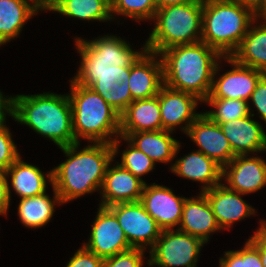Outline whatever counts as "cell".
Wrapping results in <instances>:
<instances>
[{
  "instance_id": "cell-22",
  "label": "cell",
  "mask_w": 266,
  "mask_h": 267,
  "mask_svg": "<svg viewBox=\"0 0 266 267\" xmlns=\"http://www.w3.org/2000/svg\"><path fill=\"white\" fill-rule=\"evenodd\" d=\"M170 168L178 176L204 184L200 192L210 190L222 181L223 168L197 150L177 159Z\"/></svg>"
},
{
  "instance_id": "cell-37",
  "label": "cell",
  "mask_w": 266,
  "mask_h": 267,
  "mask_svg": "<svg viewBox=\"0 0 266 267\" xmlns=\"http://www.w3.org/2000/svg\"><path fill=\"white\" fill-rule=\"evenodd\" d=\"M250 100L259 112V117L266 123V78L264 76L257 83Z\"/></svg>"
},
{
  "instance_id": "cell-41",
  "label": "cell",
  "mask_w": 266,
  "mask_h": 267,
  "mask_svg": "<svg viewBox=\"0 0 266 267\" xmlns=\"http://www.w3.org/2000/svg\"><path fill=\"white\" fill-rule=\"evenodd\" d=\"M194 1H198V0H156V5H157V9H160L168 5L190 3Z\"/></svg>"
},
{
  "instance_id": "cell-14",
  "label": "cell",
  "mask_w": 266,
  "mask_h": 267,
  "mask_svg": "<svg viewBox=\"0 0 266 267\" xmlns=\"http://www.w3.org/2000/svg\"><path fill=\"white\" fill-rule=\"evenodd\" d=\"M198 146L199 150L224 168L236 155L220 125L213 122L205 113L189 126L186 133Z\"/></svg>"
},
{
  "instance_id": "cell-38",
  "label": "cell",
  "mask_w": 266,
  "mask_h": 267,
  "mask_svg": "<svg viewBox=\"0 0 266 267\" xmlns=\"http://www.w3.org/2000/svg\"><path fill=\"white\" fill-rule=\"evenodd\" d=\"M10 193L11 191L6 173L0 171V213L7 214L11 200Z\"/></svg>"
},
{
  "instance_id": "cell-36",
  "label": "cell",
  "mask_w": 266,
  "mask_h": 267,
  "mask_svg": "<svg viewBox=\"0 0 266 267\" xmlns=\"http://www.w3.org/2000/svg\"><path fill=\"white\" fill-rule=\"evenodd\" d=\"M103 260L82 246L70 258L66 267H102Z\"/></svg>"
},
{
  "instance_id": "cell-43",
  "label": "cell",
  "mask_w": 266,
  "mask_h": 267,
  "mask_svg": "<svg viewBox=\"0 0 266 267\" xmlns=\"http://www.w3.org/2000/svg\"><path fill=\"white\" fill-rule=\"evenodd\" d=\"M257 18H261L266 22V0H263L262 4L257 8Z\"/></svg>"
},
{
  "instance_id": "cell-19",
  "label": "cell",
  "mask_w": 266,
  "mask_h": 267,
  "mask_svg": "<svg viewBox=\"0 0 266 267\" xmlns=\"http://www.w3.org/2000/svg\"><path fill=\"white\" fill-rule=\"evenodd\" d=\"M203 193L221 229L231 228L236 221L255 214V209L241 198L244 194L229 189L225 184L220 183Z\"/></svg>"
},
{
  "instance_id": "cell-46",
  "label": "cell",
  "mask_w": 266,
  "mask_h": 267,
  "mask_svg": "<svg viewBox=\"0 0 266 267\" xmlns=\"http://www.w3.org/2000/svg\"><path fill=\"white\" fill-rule=\"evenodd\" d=\"M263 76L266 78V70L263 72Z\"/></svg>"
},
{
  "instance_id": "cell-12",
  "label": "cell",
  "mask_w": 266,
  "mask_h": 267,
  "mask_svg": "<svg viewBox=\"0 0 266 267\" xmlns=\"http://www.w3.org/2000/svg\"><path fill=\"white\" fill-rule=\"evenodd\" d=\"M131 67L88 73L78 84L97 92L119 115L133 102L129 76Z\"/></svg>"
},
{
  "instance_id": "cell-24",
  "label": "cell",
  "mask_w": 266,
  "mask_h": 267,
  "mask_svg": "<svg viewBox=\"0 0 266 267\" xmlns=\"http://www.w3.org/2000/svg\"><path fill=\"white\" fill-rule=\"evenodd\" d=\"M171 131H142L137 133H120L138 150L145 153L155 163H168L173 160L180 149L179 141L171 137Z\"/></svg>"
},
{
  "instance_id": "cell-40",
  "label": "cell",
  "mask_w": 266,
  "mask_h": 267,
  "mask_svg": "<svg viewBox=\"0 0 266 267\" xmlns=\"http://www.w3.org/2000/svg\"><path fill=\"white\" fill-rule=\"evenodd\" d=\"M11 114V97H3L0 91V122L6 120V114Z\"/></svg>"
},
{
  "instance_id": "cell-23",
  "label": "cell",
  "mask_w": 266,
  "mask_h": 267,
  "mask_svg": "<svg viewBox=\"0 0 266 267\" xmlns=\"http://www.w3.org/2000/svg\"><path fill=\"white\" fill-rule=\"evenodd\" d=\"M162 130L158 95L134 100L120 115V133Z\"/></svg>"
},
{
  "instance_id": "cell-3",
  "label": "cell",
  "mask_w": 266,
  "mask_h": 267,
  "mask_svg": "<svg viewBox=\"0 0 266 267\" xmlns=\"http://www.w3.org/2000/svg\"><path fill=\"white\" fill-rule=\"evenodd\" d=\"M15 121L49 138L59 148L76 143L72 107L67 95L41 93L11 96V114Z\"/></svg>"
},
{
  "instance_id": "cell-8",
  "label": "cell",
  "mask_w": 266,
  "mask_h": 267,
  "mask_svg": "<svg viewBox=\"0 0 266 267\" xmlns=\"http://www.w3.org/2000/svg\"><path fill=\"white\" fill-rule=\"evenodd\" d=\"M204 242L195 236L175 230H163L150 249L148 265L159 267H196Z\"/></svg>"
},
{
  "instance_id": "cell-9",
  "label": "cell",
  "mask_w": 266,
  "mask_h": 267,
  "mask_svg": "<svg viewBox=\"0 0 266 267\" xmlns=\"http://www.w3.org/2000/svg\"><path fill=\"white\" fill-rule=\"evenodd\" d=\"M117 218L132 248L151 249L161 234L155 219L140 201L117 203L107 207ZM145 245V246H144Z\"/></svg>"
},
{
  "instance_id": "cell-18",
  "label": "cell",
  "mask_w": 266,
  "mask_h": 267,
  "mask_svg": "<svg viewBox=\"0 0 266 267\" xmlns=\"http://www.w3.org/2000/svg\"><path fill=\"white\" fill-rule=\"evenodd\" d=\"M158 56L146 50L131 66L129 87L133 101L158 95L164 85L163 62Z\"/></svg>"
},
{
  "instance_id": "cell-16",
  "label": "cell",
  "mask_w": 266,
  "mask_h": 267,
  "mask_svg": "<svg viewBox=\"0 0 266 267\" xmlns=\"http://www.w3.org/2000/svg\"><path fill=\"white\" fill-rule=\"evenodd\" d=\"M236 155L224 168L222 179L227 187L241 194L256 192L266 186V162L261 157Z\"/></svg>"
},
{
  "instance_id": "cell-34",
  "label": "cell",
  "mask_w": 266,
  "mask_h": 267,
  "mask_svg": "<svg viewBox=\"0 0 266 267\" xmlns=\"http://www.w3.org/2000/svg\"><path fill=\"white\" fill-rule=\"evenodd\" d=\"M5 120L0 122V171L5 172L19 157Z\"/></svg>"
},
{
  "instance_id": "cell-15",
  "label": "cell",
  "mask_w": 266,
  "mask_h": 267,
  "mask_svg": "<svg viewBox=\"0 0 266 267\" xmlns=\"http://www.w3.org/2000/svg\"><path fill=\"white\" fill-rule=\"evenodd\" d=\"M158 98L162 130L173 132L176 127L185 122L181 130L187 133L189 126L201 115V113L194 112L200 99L192 94L163 85L159 90Z\"/></svg>"
},
{
  "instance_id": "cell-13",
  "label": "cell",
  "mask_w": 266,
  "mask_h": 267,
  "mask_svg": "<svg viewBox=\"0 0 266 267\" xmlns=\"http://www.w3.org/2000/svg\"><path fill=\"white\" fill-rule=\"evenodd\" d=\"M185 199L170 188L153 183L145 184L140 202L163 231L179 227Z\"/></svg>"
},
{
  "instance_id": "cell-21",
  "label": "cell",
  "mask_w": 266,
  "mask_h": 267,
  "mask_svg": "<svg viewBox=\"0 0 266 267\" xmlns=\"http://www.w3.org/2000/svg\"><path fill=\"white\" fill-rule=\"evenodd\" d=\"M178 230L198 237L204 243L208 242L210 233L221 230L203 192L197 198L185 199Z\"/></svg>"
},
{
  "instance_id": "cell-20",
  "label": "cell",
  "mask_w": 266,
  "mask_h": 267,
  "mask_svg": "<svg viewBox=\"0 0 266 267\" xmlns=\"http://www.w3.org/2000/svg\"><path fill=\"white\" fill-rule=\"evenodd\" d=\"M254 114L220 124L235 155L266 151V134L262 126L251 119Z\"/></svg>"
},
{
  "instance_id": "cell-7",
  "label": "cell",
  "mask_w": 266,
  "mask_h": 267,
  "mask_svg": "<svg viewBox=\"0 0 266 267\" xmlns=\"http://www.w3.org/2000/svg\"><path fill=\"white\" fill-rule=\"evenodd\" d=\"M92 41L76 38V49L81 55V66L72 78L74 83H79L88 73L107 72L120 69V67H131L139 57L146 51L143 49L134 51L129 42L117 36L98 37Z\"/></svg>"
},
{
  "instance_id": "cell-30",
  "label": "cell",
  "mask_w": 266,
  "mask_h": 267,
  "mask_svg": "<svg viewBox=\"0 0 266 267\" xmlns=\"http://www.w3.org/2000/svg\"><path fill=\"white\" fill-rule=\"evenodd\" d=\"M204 102L208 103L215 109L203 113L219 125L251 114L249 102L244 100L206 99Z\"/></svg>"
},
{
  "instance_id": "cell-44",
  "label": "cell",
  "mask_w": 266,
  "mask_h": 267,
  "mask_svg": "<svg viewBox=\"0 0 266 267\" xmlns=\"http://www.w3.org/2000/svg\"><path fill=\"white\" fill-rule=\"evenodd\" d=\"M246 4L252 5L256 10L262 4L263 0H236Z\"/></svg>"
},
{
  "instance_id": "cell-29",
  "label": "cell",
  "mask_w": 266,
  "mask_h": 267,
  "mask_svg": "<svg viewBox=\"0 0 266 267\" xmlns=\"http://www.w3.org/2000/svg\"><path fill=\"white\" fill-rule=\"evenodd\" d=\"M70 18L109 21L111 4L107 0H58L50 9Z\"/></svg>"
},
{
  "instance_id": "cell-17",
  "label": "cell",
  "mask_w": 266,
  "mask_h": 267,
  "mask_svg": "<svg viewBox=\"0 0 266 267\" xmlns=\"http://www.w3.org/2000/svg\"><path fill=\"white\" fill-rule=\"evenodd\" d=\"M116 166H107L100 193L102 202L100 206L109 207L117 203L140 201L145 181L134 176L129 170L123 168L118 162Z\"/></svg>"
},
{
  "instance_id": "cell-26",
  "label": "cell",
  "mask_w": 266,
  "mask_h": 267,
  "mask_svg": "<svg viewBox=\"0 0 266 267\" xmlns=\"http://www.w3.org/2000/svg\"><path fill=\"white\" fill-rule=\"evenodd\" d=\"M237 63L264 72L266 70V22L249 26L236 51L230 56Z\"/></svg>"
},
{
  "instance_id": "cell-6",
  "label": "cell",
  "mask_w": 266,
  "mask_h": 267,
  "mask_svg": "<svg viewBox=\"0 0 266 267\" xmlns=\"http://www.w3.org/2000/svg\"><path fill=\"white\" fill-rule=\"evenodd\" d=\"M202 13L203 0L157 9L146 50L160 55L171 47L201 41Z\"/></svg>"
},
{
  "instance_id": "cell-39",
  "label": "cell",
  "mask_w": 266,
  "mask_h": 267,
  "mask_svg": "<svg viewBox=\"0 0 266 267\" xmlns=\"http://www.w3.org/2000/svg\"><path fill=\"white\" fill-rule=\"evenodd\" d=\"M248 240L259 250V255L264 267H266V240L255 232Z\"/></svg>"
},
{
  "instance_id": "cell-27",
  "label": "cell",
  "mask_w": 266,
  "mask_h": 267,
  "mask_svg": "<svg viewBox=\"0 0 266 267\" xmlns=\"http://www.w3.org/2000/svg\"><path fill=\"white\" fill-rule=\"evenodd\" d=\"M11 177V186L20 198L38 196L46 192V177L42 171L27 164L19 157L6 171Z\"/></svg>"
},
{
  "instance_id": "cell-31",
  "label": "cell",
  "mask_w": 266,
  "mask_h": 267,
  "mask_svg": "<svg viewBox=\"0 0 266 267\" xmlns=\"http://www.w3.org/2000/svg\"><path fill=\"white\" fill-rule=\"evenodd\" d=\"M157 11L156 0H113L111 13L132 18V20H153Z\"/></svg>"
},
{
  "instance_id": "cell-1",
  "label": "cell",
  "mask_w": 266,
  "mask_h": 267,
  "mask_svg": "<svg viewBox=\"0 0 266 267\" xmlns=\"http://www.w3.org/2000/svg\"><path fill=\"white\" fill-rule=\"evenodd\" d=\"M120 141L117 137L112 144H89L79 152L80 142L60 147L68 159L48 171L46 177L62 203L101 190L107 166L118 154Z\"/></svg>"
},
{
  "instance_id": "cell-28",
  "label": "cell",
  "mask_w": 266,
  "mask_h": 267,
  "mask_svg": "<svg viewBox=\"0 0 266 267\" xmlns=\"http://www.w3.org/2000/svg\"><path fill=\"white\" fill-rule=\"evenodd\" d=\"M54 197L50 199L45 193L28 198H21L18 205V216L28 228H39L46 225L54 214L55 203L62 204L60 196L52 186Z\"/></svg>"
},
{
  "instance_id": "cell-10",
  "label": "cell",
  "mask_w": 266,
  "mask_h": 267,
  "mask_svg": "<svg viewBox=\"0 0 266 267\" xmlns=\"http://www.w3.org/2000/svg\"><path fill=\"white\" fill-rule=\"evenodd\" d=\"M224 60L231 64L233 69L225 72L215 80V76L219 73L218 69L220 68V63H217L213 74L211 90L206 99H232L249 102L257 83L263 77V72L241 65L231 57H224Z\"/></svg>"
},
{
  "instance_id": "cell-32",
  "label": "cell",
  "mask_w": 266,
  "mask_h": 267,
  "mask_svg": "<svg viewBox=\"0 0 266 267\" xmlns=\"http://www.w3.org/2000/svg\"><path fill=\"white\" fill-rule=\"evenodd\" d=\"M119 139L127 141V143H129L128 148L122 153V161L119 164L123 168L129 170L134 176L142 179L141 176L154 169L155 162L150 159L145 153L138 150L125 137L119 136Z\"/></svg>"
},
{
  "instance_id": "cell-33",
  "label": "cell",
  "mask_w": 266,
  "mask_h": 267,
  "mask_svg": "<svg viewBox=\"0 0 266 267\" xmlns=\"http://www.w3.org/2000/svg\"><path fill=\"white\" fill-rule=\"evenodd\" d=\"M219 263V267H264L259 250L249 240L241 250L226 251Z\"/></svg>"
},
{
  "instance_id": "cell-35",
  "label": "cell",
  "mask_w": 266,
  "mask_h": 267,
  "mask_svg": "<svg viewBox=\"0 0 266 267\" xmlns=\"http://www.w3.org/2000/svg\"><path fill=\"white\" fill-rule=\"evenodd\" d=\"M144 250L132 248L103 260L102 267H142Z\"/></svg>"
},
{
  "instance_id": "cell-25",
  "label": "cell",
  "mask_w": 266,
  "mask_h": 267,
  "mask_svg": "<svg viewBox=\"0 0 266 267\" xmlns=\"http://www.w3.org/2000/svg\"><path fill=\"white\" fill-rule=\"evenodd\" d=\"M39 10L33 0H0V45L17 37Z\"/></svg>"
},
{
  "instance_id": "cell-42",
  "label": "cell",
  "mask_w": 266,
  "mask_h": 267,
  "mask_svg": "<svg viewBox=\"0 0 266 267\" xmlns=\"http://www.w3.org/2000/svg\"><path fill=\"white\" fill-rule=\"evenodd\" d=\"M58 0H33L34 4L40 9V10H49L51 7L57 2Z\"/></svg>"
},
{
  "instance_id": "cell-5",
  "label": "cell",
  "mask_w": 266,
  "mask_h": 267,
  "mask_svg": "<svg viewBox=\"0 0 266 267\" xmlns=\"http://www.w3.org/2000/svg\"><path fill=\"white\" fill-rule=\"evenodd\" d=\"M68 93L72 107L75 141L110 143L120 136V115L93 89L71 80ZM115 134V135H114ZM116 137V138H112Z\"/></svg>"
},
{
  "instance_id": "cell-11",
  "label": "cell",
  "mask_w": 266,
  "mask_h": 267,
  "mask_svg": "<svg viewBox=\"0 0 266 267\" xmlns=\"http://www.w3.org/2000/svg\"><path fill=\"white\" fill-rule=\"evenodd\" d=\"M92 224L90 238L83 247L102 259L132 249L116 216L107 208L99 206Z\"/></svg>"
},
{
  "instance_id": "cell-4",
  "label": "cell",
  "mask_w": 266,
  "mask_h": 267,
  "mask_svg": "<svg viewBox=\"0 0 266 267\" xmlns=\"http://www.w3.org/2000/svg\"><path fill=\"white\" fill-rule=\"evenodd\" d=\"M257 10L236 0H203L201 41L230 57L257 21Z\"/></svg>"
},
{
  "instance_id": "cell-45",
  "label": "cell",
  "mask_w": 266,
  "mask_h": 267,
  "mask_svg": "<svg viewBox=\"0 0 266 267\" xmlns=\"http://www.w3.org/2000/svg\"><path fill=\"white\" fill-rule=\"evenodd\" d=\"M260 221V228L257 229L256 232H258L265 240H266V221Z\"/></svg>"
},
{
  "instance_id": "cell-2",
  "label": "cell",
  "mask_w": 266,
  "mask_h": 267,
  "mask_svg": "<svg viewBox=\"0 0 266 267\" xmlns=\"http://www.w3.org/2000/svg\"><path fill=\"white\" fill-rule=\"evenodd\" d=\"M160 55L164 85L204 102L211 90L217 60L222 56L202 41L174 46Z\"/></svg>"
}]
</instances>
